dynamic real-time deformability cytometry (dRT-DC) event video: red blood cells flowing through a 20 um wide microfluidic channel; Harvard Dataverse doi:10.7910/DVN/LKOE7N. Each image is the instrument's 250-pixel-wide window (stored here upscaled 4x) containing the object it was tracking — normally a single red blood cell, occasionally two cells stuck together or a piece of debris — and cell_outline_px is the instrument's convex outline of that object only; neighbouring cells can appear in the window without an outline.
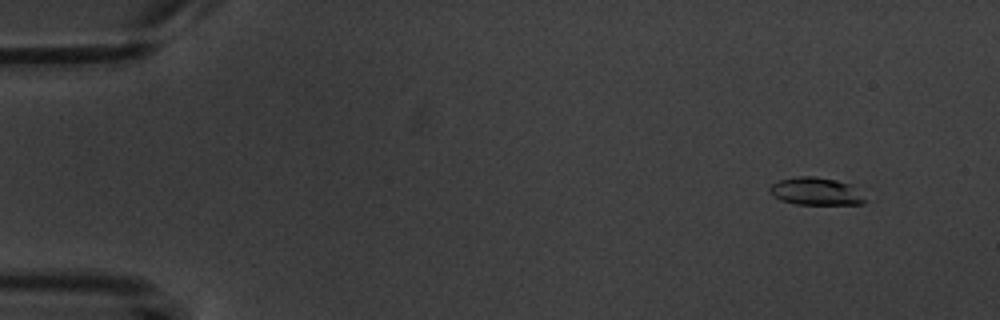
{"species": "common noctule bat (a hibernating species)", "species_latin": "Nyctalus noctula", "temperature_condition": "warm", "stored_images_in_passage": 7, "camera_frame_rate_fps": 3000, "um_per_image_px": 0.085, "animal": {"sex": "male", "body_mass_g": 20.1, "forearm_length_mm": 53.5}, "frame": {"image": 1, "passage_image": 1, "time_ms": 0.0, "image_size_px": [1000, 320], "cell_outline_px": [[868, 200], [860, 204], [796, 204], [780, 200], [768, 192], [768, 188], [772, 184], [780, 180], [800, 176], [812, 176], [836, 180], [852, 184]], "centroid_in_image_um": [69.36, 16.26], "position_along_channel_um": 15.6, "area_um2": 15.37}}
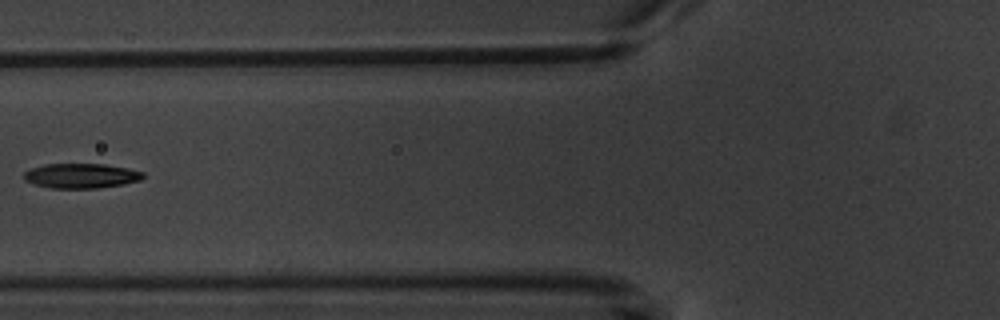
{"frame": {"image": 2, "passage_image": 6, "time_ms": 6.0, "image_size_px": [1000, 320], "cell_outline_px": [[144, 176], [140, 180], [124, 184], [96, 188], [52, 188], [36, 184], [24, 180], [24, 172], [32, 168], [44, 164], [104, 164], [128, 168], [144, 172]], "centroid_in_image_um": [6.91, 14.94], "position_along_channel_um": 118.9, "area_um2": 17.11}}
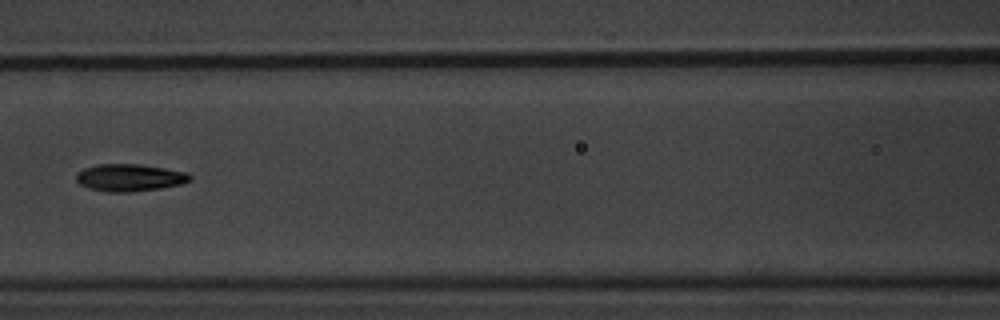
{"frame": {"image": 3, "passage_image": 7, "time_ms": 7.0, "image_size_px": [1000, 320], "cell_outline_px": [[192, 180], [180, 184], [160, 188], [132, 192], [104, 192], [88, 188], [80, 184], [76, 180], [76, 172], [84, 168], [96, 164], [140, 164], [188, 172], [192, 176]], "centroid_in_image_um": [11.0, 15.1], "position_along_channel_um": 155.6, "area_um2": 18.26}}